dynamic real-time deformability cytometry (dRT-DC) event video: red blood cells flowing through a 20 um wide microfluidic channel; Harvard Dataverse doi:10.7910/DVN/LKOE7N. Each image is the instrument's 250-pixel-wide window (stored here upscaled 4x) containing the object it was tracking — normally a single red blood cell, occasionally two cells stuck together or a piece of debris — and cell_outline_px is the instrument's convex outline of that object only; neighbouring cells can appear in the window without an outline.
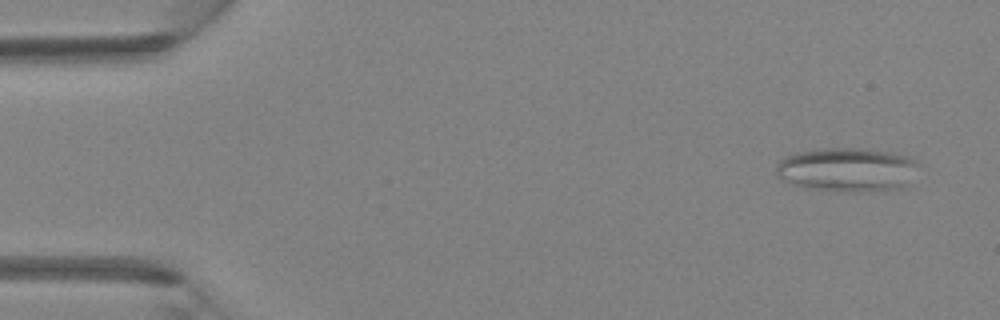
{"species": "Egyptian fruit bat (a non-hibernating species)", "species_latin": "Rousettus aegyptiacus", "temperature_condition": "room temperature", "stored_images_in_passage": 4, "camera_frame_rate_fps": 3000, "um_per_image_px": 0.085, "animal": {"sex": "female"}, "frame": {"image": 1, "passage_image": 1, "time_ms": 0.0, "image_size_px": [1000, 320], "cell_outline_px": [[916, 164], [908, 184], [904, 188], [856, 192], [836, 192], [804, 188], [792, 184], [776, 176], [776, 164], [784, 156], [796, 152], [816, 148], [860, 148], [892, 152], [908, 156], [916, 160]], "centroid_in_image_um": [71.94, 14.42], "position_along_channel_um": 13.1, "area_um2": 36.99}}